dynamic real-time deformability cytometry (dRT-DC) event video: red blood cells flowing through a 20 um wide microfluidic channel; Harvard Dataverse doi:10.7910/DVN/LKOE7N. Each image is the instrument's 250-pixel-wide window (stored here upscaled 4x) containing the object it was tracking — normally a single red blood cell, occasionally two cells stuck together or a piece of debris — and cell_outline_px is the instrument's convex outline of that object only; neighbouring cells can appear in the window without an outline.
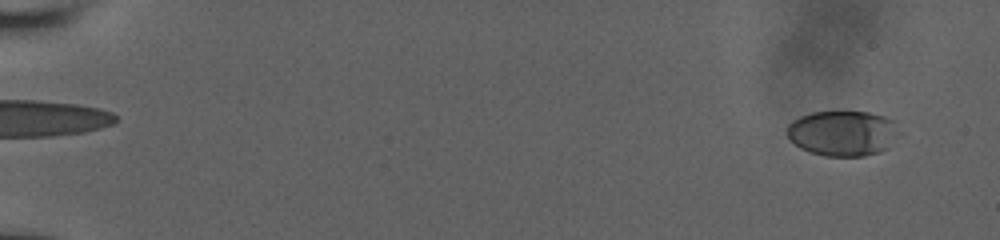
{"species": "human", "species_latin": "Homo sapiens", "temperature_condition": "room temperature", "stored_images_in_passage": 78, "camera_frame_rate_fps": 3000, "um_per_image_px": 0.085, "donor": {"sex": "male"}, "frame": {"image": 1, "passage_image": 11, "time_ms": 1.333, "image_size_px": [1000, 240], "cell_outline_px": [[896, 120], [888, 148], [880, 152], [864, 156], [824, 156], [808, 152], [800, 148], [788, 136], [788, 124], [792, 120], [800, 116], [812, 112], [836, 108], [868, 112], [884, 116]], "centroid_in_image_um": [71.55, 11.27], "position_along_channel_um": 13.4, "area_um2": 29.94}}
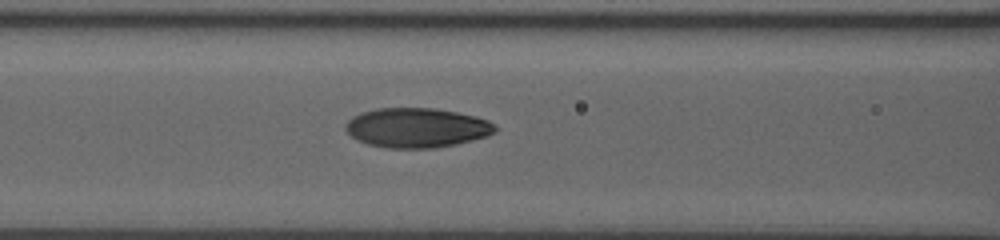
{"frame": {"image": 2, "passage_image": 66, "time_ms": 9.0, "image_size_px": [1000, 240], "cell_outline_px": [[496, 132], [488, 136], [456, 144], [432, 148], [388, 148], [368, 144], [356, 140], [344, 128], [344, 124], [352, 116], [360, 112], [376, 108], [432, 108], [456, 112], [476, 116], [488, 120], [496, 128]], "centroid_in_image_um": [35.39, 10.85], "position_along_channel_um": 131.2, "area_um2": 34.62}}
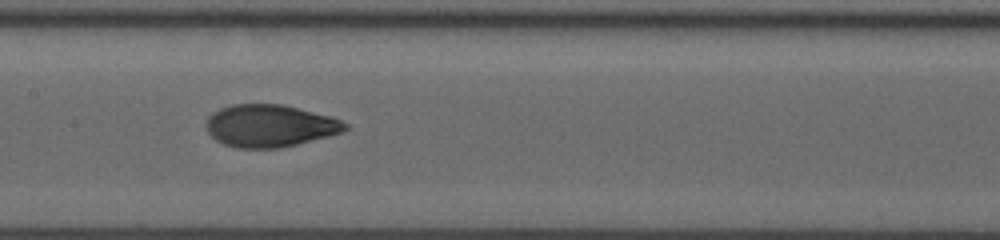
{"frame": {"image": 3, "passage_image": 77, "time_ms": 10.333, "image_size_px": [1000, 240], "cell_outline_px": [[348, 128], [340, 132], [328, 136], [280, 148], [236, 148], [224, 144], [216, 140], [208, 132], [208, 116], [212, 112], [220, 108], [232, 104], [284, 104], [332, 116], [348, 124]], "centroid_in_image_um": [22.94, 10.68], "position_along_channel_um": 184.5, "area_um2": 34.22}}